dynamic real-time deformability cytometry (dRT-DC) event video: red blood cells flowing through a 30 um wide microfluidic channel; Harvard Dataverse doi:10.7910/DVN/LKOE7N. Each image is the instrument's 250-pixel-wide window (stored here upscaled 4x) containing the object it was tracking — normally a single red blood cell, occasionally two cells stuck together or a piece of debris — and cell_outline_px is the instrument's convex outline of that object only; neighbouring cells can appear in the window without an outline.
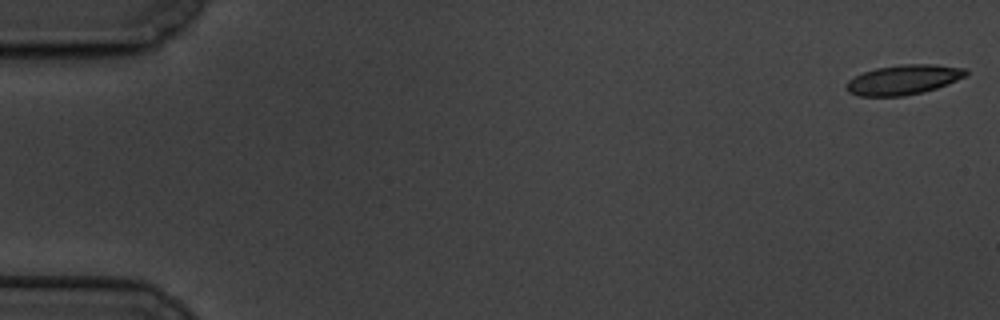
{"species": "common noctule bat (a hibernating species)", "species_latin": "Nyctalus noctula", "temperature_condition": "cold", "stored_images_in_passage": 59, "camera_frame_rate_fps": 3000, "um_per_image_px": 0.085, "animal": {"sex": "male", "body_mass_g": 19.5, "forearm_length_mm": 54.6}, "frame": {"image": 1, "passage_image": 1, "time_ms": 0.0, "image_size_px": [1000, 320], "cell_outline_px": [[968, 72], [964, 76], [948, 84], [924, 92], [904, 96], [860, 96], [848, 92], [844, 88], [844, 84], [848, 80], [864, 72], [876, 68], [900, 64], [936, 64], [964, 68]], "centroid_in_image_um": [76.76, 6.78], "position_along_channel_um": 8.2, "area_um2": 20.81}}
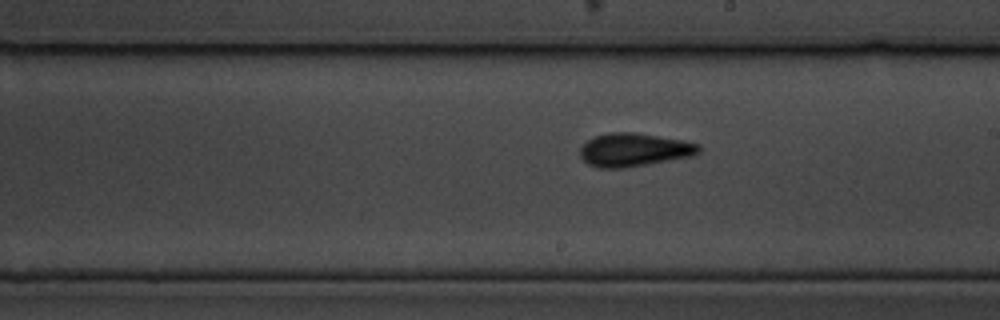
{"frame": {"image": 2, "passage_image": 34, "time_ms": 11.0, "image_size_px": [1000, 320], "cell_outline_px": [[704, 148], [700, 152], [692, 156], [624, 168], [600, 168], [588, 164], [580, 156], [580, 148], [588, 140], [596, 136], [608, 132], [636, 132], [684, 140], [700, 144]], "centroid_in_image_um": [53.93, 12.72], "position_along_channel_um": 235.1, "area_um2": 23.18}}
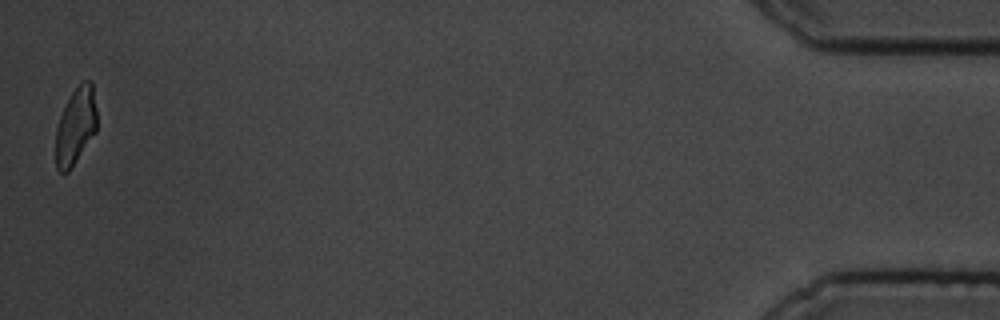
{"frame": {"image": 3, "passage_image": 59, "time_ms": 19.333, "image_size_px": [1000, 320], "cell_outline_px": [[96, 132], [68, 172], [60, 172], [56, 168], [56, 128], [60, 116], [72, 92], [84, 80], [92, 80], [96, 108]], "centroid_in_image_um": [6.44, 10.71], "position_along_channel_um": 428.8, "area_um2": 18.26}, "authors_computed_cell_mechanics": {"area_um2": 21.2126, "velocity_mm_per_s": 3.3889, "shape_relaxation_time_tau1_ms": 3.7901, "shape_relaxation_time_tau2_ms": 1.8552, "deformation_change_tau1": 0.1578, "deformation_change_tau2": 0.0938}}